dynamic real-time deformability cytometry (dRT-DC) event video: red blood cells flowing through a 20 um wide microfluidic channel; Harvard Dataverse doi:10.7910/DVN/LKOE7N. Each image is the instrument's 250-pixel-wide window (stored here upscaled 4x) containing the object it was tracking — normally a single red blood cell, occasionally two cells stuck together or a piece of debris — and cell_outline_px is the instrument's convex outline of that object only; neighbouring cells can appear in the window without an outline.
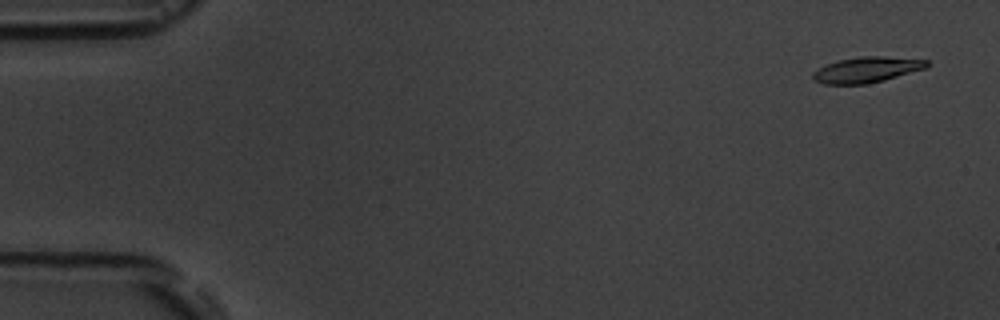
{"species": "common noctule bat (a hibernating species)", "species_latin": "Nyctalus noctula", "temperature_condition": "room temperature", "stored_images_in_passage": 4, "camera_frame_rate_fps": 3000, "um_per_image_px": 0.085, "animal": {"sex": "male", "body_mass_g": 19.5, "forearm_length_mm": 54.6}, "frame": {"image": 1, "passage_image": 1, "time_ms": 0.0, "image_size_px": [1000, 320], "cell_outline_px": [[932, 64], [928, 68], [884, 80], [864, 84], [824, 84], [812, 80], [812, 72], [824, 64], [836, 60], [860, 56], [884, 56], [928, 60]], "centroid_in_image_um": [73.67, 5.92], "position_along_channel_um": 11.3, "area_um2": 17.4}}
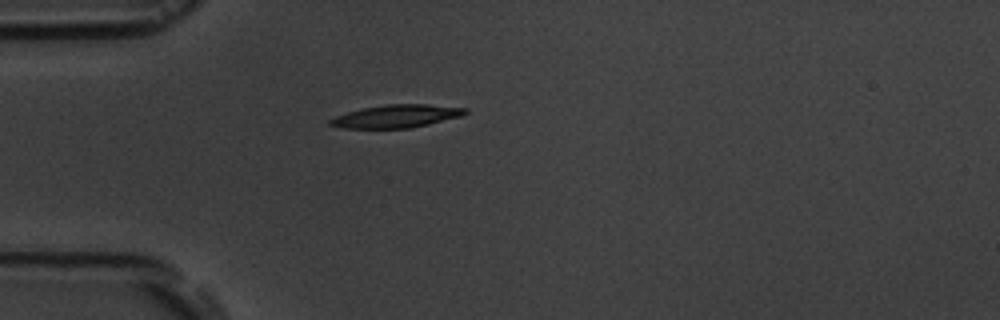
{"frame": {"image": 2, "passage_image": 4, "time_ms": 4.333, "image_size_px": [1000, 320], "cell_outline_px": [[468, 112], [460, 116], [428, 124], [408, 128], [344, 128], [328, 124], [328, 120], [336, 116], [348, 112], [364, 108], [388, 104], [428, 104], [468, 108]], "centroid_in_image_um": [33.7, 9.87], "position_along_channel_um": 51.3, "area_um2": 17.8}}